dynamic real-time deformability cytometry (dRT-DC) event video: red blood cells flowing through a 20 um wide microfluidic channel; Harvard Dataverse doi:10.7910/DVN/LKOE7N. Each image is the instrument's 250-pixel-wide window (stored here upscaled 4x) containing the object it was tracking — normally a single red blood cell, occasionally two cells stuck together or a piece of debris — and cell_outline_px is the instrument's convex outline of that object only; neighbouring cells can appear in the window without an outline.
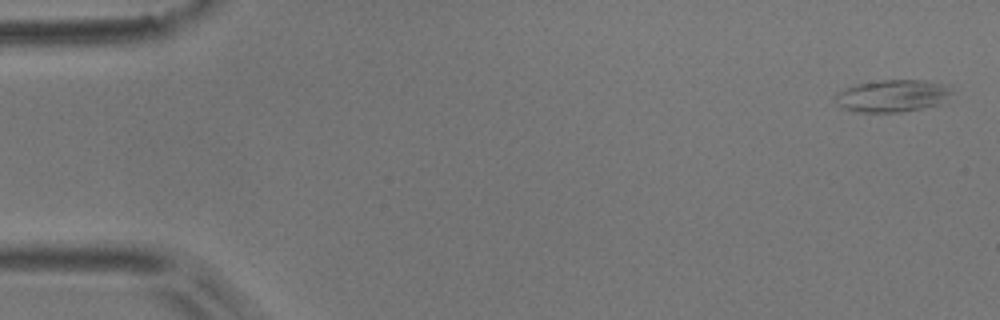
{"species": "common noctule bat (a hibernating species)", "species_latin": "Nyctalus noctula", "temperature_condition": "room temperature", "stored_images_in_passage": 5, "camera_frame_rate_fps": 3000, "um_per_image_px": 0.085, "animal": {"sex": "male", "body_mass_g": 17.9}, "frame": {"image": 1, "passage_image": 1, "time_ms": 0.0, "image_size_px": [1000, 320], "cell_outline_px": [[952, 92], [940, 104], [924, 108], [900, 112], [856, 112], [840, 108], [836, 104], [832, 96], [836, 92], [856, 84], [880, 80], [924, 80], [948, 84], [952, 88]], "centroid_in_image_um": [75.82, 8.15], "position_along_channel_um": 9.2, "area_um2": 22.31}}
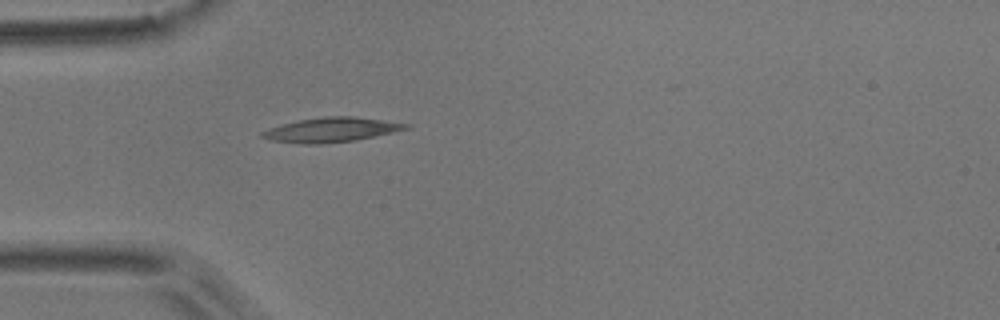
{"frame": {"image": 2, "passage_image": 5, "time_ms": 1.333, "image_size_px": [1000, 320], "cell_outline_px": [[412, 128], [356, 140], [320, 144], [300, 144], [272, 140], [260, 136], [260, 132], [268, 128], [280, 124], [300, 120], [324, 116], [352, 116], [408, 124]], "centroid_in_image_um": [28.12, 11.04], "position_along_channel_um": 56.9, "area_um2": 20.46}}